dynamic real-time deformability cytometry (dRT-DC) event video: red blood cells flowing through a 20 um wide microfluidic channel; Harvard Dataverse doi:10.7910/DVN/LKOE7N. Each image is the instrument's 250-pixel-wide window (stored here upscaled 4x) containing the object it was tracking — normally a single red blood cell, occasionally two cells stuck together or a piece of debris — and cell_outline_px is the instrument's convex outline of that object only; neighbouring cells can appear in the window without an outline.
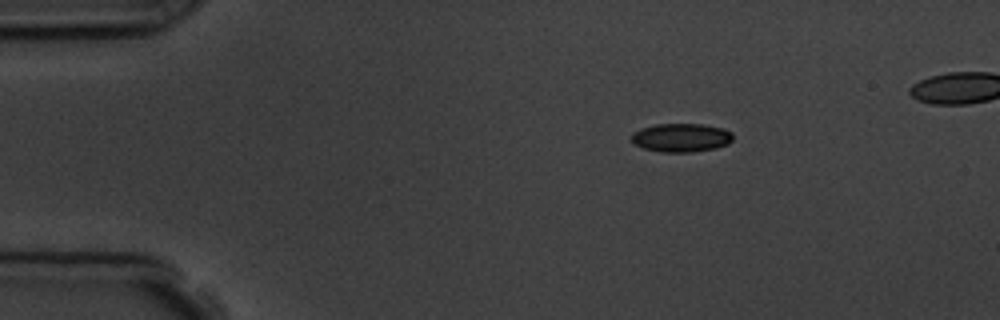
{"species": "common noctule bat (a hibernating species)", "species_latin": "Nyctalus noctula", "temperature_condition": "room temperature", "stored_images_in_passage": 4, "camera_frame_rate_fps": 3000, "um_per_image_px": 0.085, "animal": {"sex": "male", "body_mass_g": 19.5, "forearm_length_mm": 54.6}, "frame": {"image": 1, "passage_image": 1, "time_ms": 0.0, "image_size_px": [1000, 320], "cell_outline_px": [[732, 140], [728, 144], [716, 148], [692, 152], [660, 152], [644, 148], [636, 144], [632, 140], [632, 132], [640, 128], [656, 124], [704, 124], [724, 128], [732, 132]], "centroid_in_image_um": [57.92, 11.69], "position_along_channel_um": 27.1, "area_um2": 16.99}}